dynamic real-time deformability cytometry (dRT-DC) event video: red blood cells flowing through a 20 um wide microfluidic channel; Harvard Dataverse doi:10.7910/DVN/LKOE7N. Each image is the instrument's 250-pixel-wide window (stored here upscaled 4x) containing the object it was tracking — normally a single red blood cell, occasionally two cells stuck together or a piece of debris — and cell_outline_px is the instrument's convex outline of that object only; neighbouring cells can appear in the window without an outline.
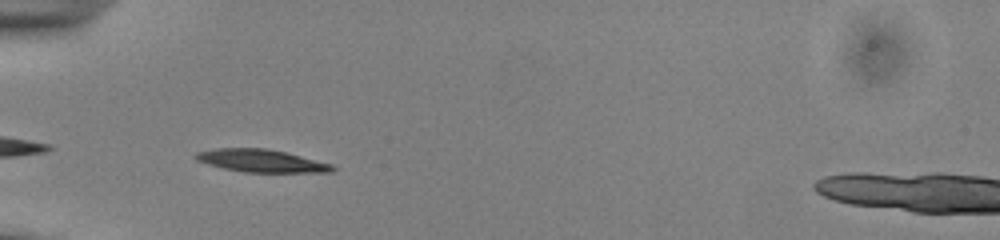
{"species": "common noctule bat (a hibernating species)", "species_latin": "Nyctalus noctula", "temperature_condition": "cold", "stored_images_in_passage": 38, "camera_frame_rate_fps": 3000, "um_per_image_px": 0.085, "animal": {"sex": "male", "body_mass_g": 13.0, "forearm_length_mm": 53.1}, "frame": {"image": 1, "passage_image": 2, "time_ms": 0.333, "image_size_px": [1000, 240], "cell_outline_px": [[336, 168], [332, 172], [244, 172], [224, 168], [208, 164], [196, 160], [192, 156], [196, 152], [216, 148], [264, 148], [284, 152], [332, 164]], "centroid_in_image_um": [22.17, 13.66], "position_along_channel_um": 62.8, "area_um2": 17.92}}
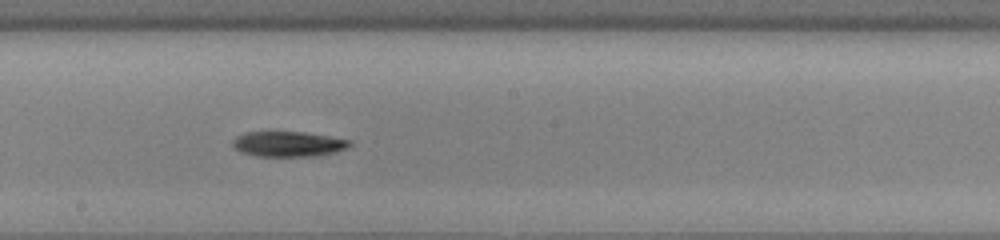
{"frame": {"image": 2, "passage_image": 15, "time_ms": 4.667, "image_size_px": [1000, 240], "cell_outline_px": [[352, 144], [348, 148], [332, 152], [312, 156], [256, 156], [240, 152], [232, 148], [232, 140], [236, 136], [244, 132], [304, 132], [352, 140]], "centroid_in_image_um": [24.45, 12.23], "position_along_channel_um": 223.7, "area_um2": 17.28}}
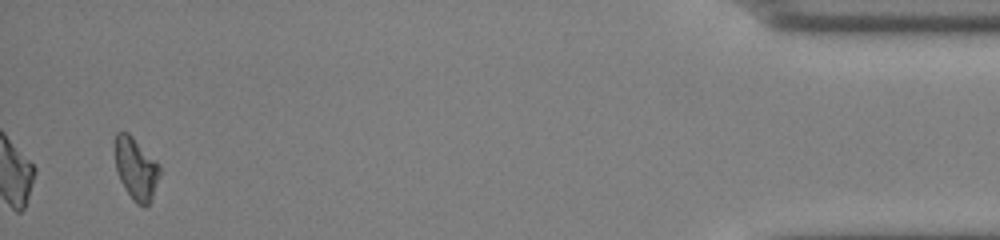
{"frame": {"image": 3, "passage_image": 36, "time_ms": 11.667, "image_size_px": [1000, 240], "cell_outline_px": [[160, 176], [152, 196], [148, 204], [144, 208], [136, 204], [132, 200], [124, 188], [120, 180], [116, 168], [112, 144], [116, 132], [128, 132], [160, 164]], "centroid_in_image_um": [11.52, 14.31], "position_along_channel_um": 423.7, "area_um2": 16.65}, "authors_computed_cell_mechanics": {"area_um2": 16.7042, "velocity_mm_per_s": 3.8666, "shape_relaxation_time_tau1_ms": 2.3957, "shape_relaxation_time_tau2_ms": null, "deformation_change_tau1": 0.1157, "deformation_change_tau2": null}}